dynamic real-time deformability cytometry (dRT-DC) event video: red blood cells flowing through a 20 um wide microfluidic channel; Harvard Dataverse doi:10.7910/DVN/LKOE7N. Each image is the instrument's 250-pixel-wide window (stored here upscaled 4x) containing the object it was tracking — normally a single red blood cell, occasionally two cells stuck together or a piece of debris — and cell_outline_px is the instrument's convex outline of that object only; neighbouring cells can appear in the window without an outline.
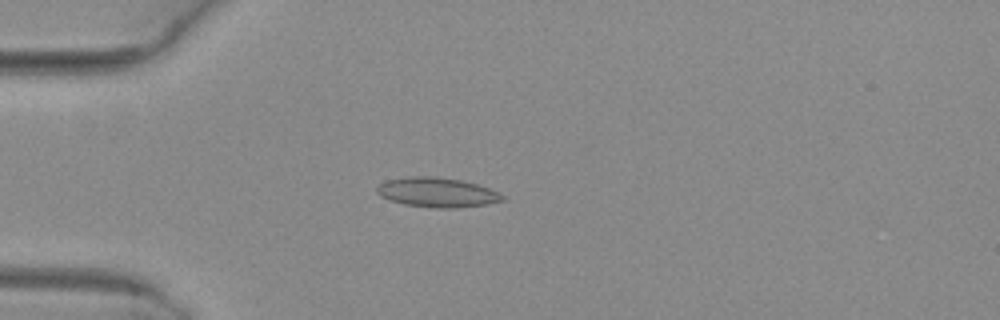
{"species": "common noctule bat (a hibernating species)", "species_latin": "Nyctalus noctula", "temperature_condition": "warm", "stored_images_in_passage": 22, "camera_frame_rate_fps": 3000, "um_per_image_px": 0.085, "animal": {"sex": "female", "body_mass_g": 29.2, "forearm_length_mm": 56.3}, "frame": {"image": 1, "passage_image": 2, "time_ms": 0.333, "image_size_px": [1000, 320], "cell_outline_px": [[504, 200], [488, 204], [456, 208], [436, 208], [404, 204], [380, 196], [376, 192], [376, 188], [384, 180], [412, 176], [436, 176], [460, 180], [476, 184], [488, 188], [504, 196]], "centroid_in_image_um": [37.13, 16.35], "position_along_channel_um": 47.9, "area_um2": 21.56}}
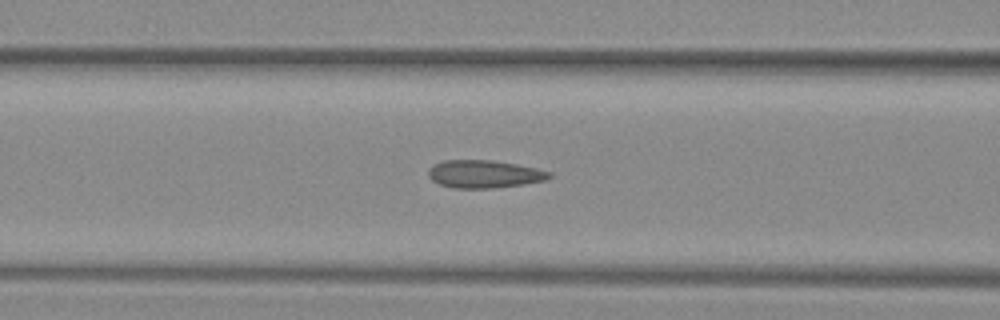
{"frame": {"image": 2, "passage_image": 9, "time_ms": 2.667, "image_size_px": [1000, 320], "cell_outline_px": [[552, 176], [544, 180], [524, 184], [496, 188], [452, 188], [440, 184], [432, 180], [428, 176], [428, 168], [432, 164], [444, 160], [492, 160], [516, 164], [536, 168], [552, 172]], "centroid_in_image_um": [41.13, 14.79], "position_along_channel_um": 125.5, "area_um2": 19.71}}
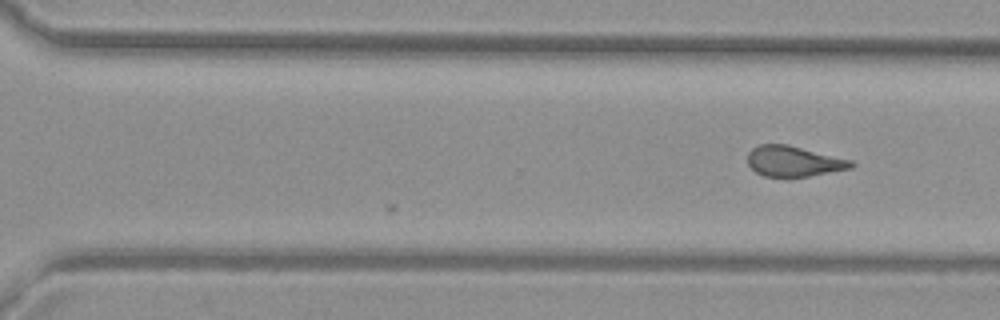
{"frame": {"image": 3, "passage_image": 22, "time_ms": 7.0, "image_size_px": [1000, 320], "cell_outline_px": [[856, 164], [852, 168], [808, 176], [764, 176], [756, 172], [748, 164], [748, 152], [752, 148], [760, 144], [788, 144], [852, 160]], "centroid_in_image_um": [67.47, 13.69], "position_along_channel_um": 303.1, "area_um2": 18.32}}